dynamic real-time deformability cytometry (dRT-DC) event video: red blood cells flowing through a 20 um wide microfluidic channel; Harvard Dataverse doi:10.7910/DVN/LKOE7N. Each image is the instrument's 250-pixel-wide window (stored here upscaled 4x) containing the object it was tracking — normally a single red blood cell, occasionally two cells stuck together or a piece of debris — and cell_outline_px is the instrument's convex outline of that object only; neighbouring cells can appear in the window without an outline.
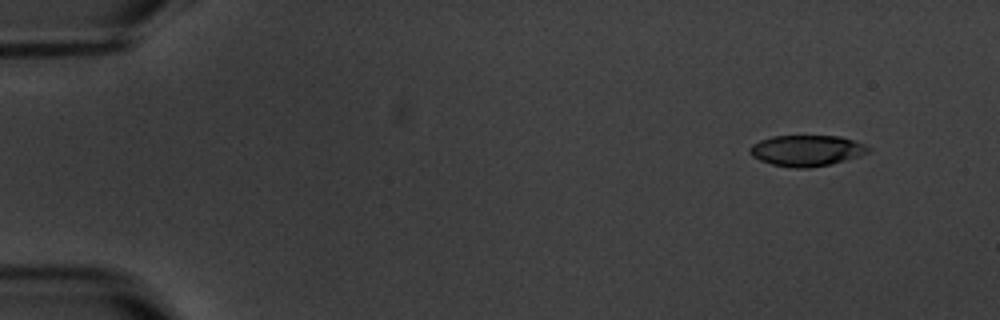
{"species": "common noctule bat (a hibernating species)", "species_latin": "Nyctalus noctula", "temperature_condition": "warm", "stored_images_in_passage": 5, "camera_frame_rate_fps": 3000, "um_per_image_px": 0.085, "animal": {"sex": "male", "body_mass_g": 20.1, "forearm_length_mm": 53.5}, "frame": {"image": 1, "passage_image": 2, "time_ms": 1.0, "image_size_px": [1000, 320], "cell_outline_px": [[872, 148], [868, 152], [844, 160], [828, 164], [808, 168], [792, 168], [772, 164], [760, 160], [752, 156], [748, 152], [748, 148], [752, 144], [760, 140], [772, 136], [840, 136], [864, 144]], "centroid_in_image_um": [68.51, 12.79], "position_along_channel_um": 16.5, "area_um2": 21.21}}
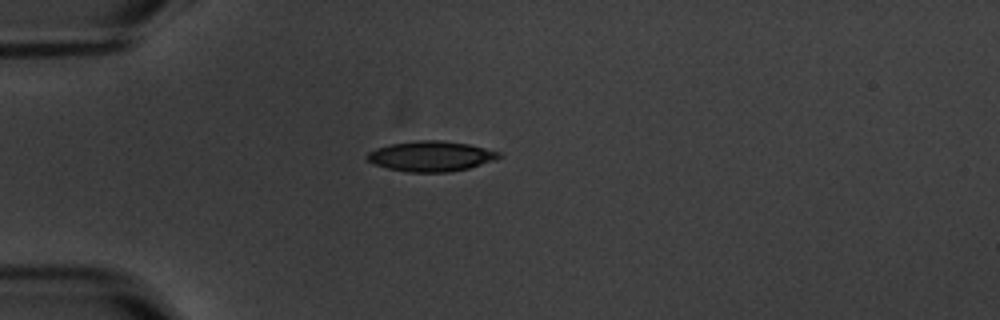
{"frame": {"image": 2, "passage_image": 5, "time_ms": 4.667, "image_size_px": [1000, 320], "cell_outline_px": [[504, 156], [496, 160], [468, 168], [448, 172], [408, 172], [388, 168], [376, 164], [368, 160], [364, 156], [368, 152], [376, 148], [388, 144], [416, 140], [440, 140], [468, 144], [500, 152]], "centroid_in_image_um": [36.64, 13.27], "position_along_channel_um": 48.4, "area_um2": 23.29}}